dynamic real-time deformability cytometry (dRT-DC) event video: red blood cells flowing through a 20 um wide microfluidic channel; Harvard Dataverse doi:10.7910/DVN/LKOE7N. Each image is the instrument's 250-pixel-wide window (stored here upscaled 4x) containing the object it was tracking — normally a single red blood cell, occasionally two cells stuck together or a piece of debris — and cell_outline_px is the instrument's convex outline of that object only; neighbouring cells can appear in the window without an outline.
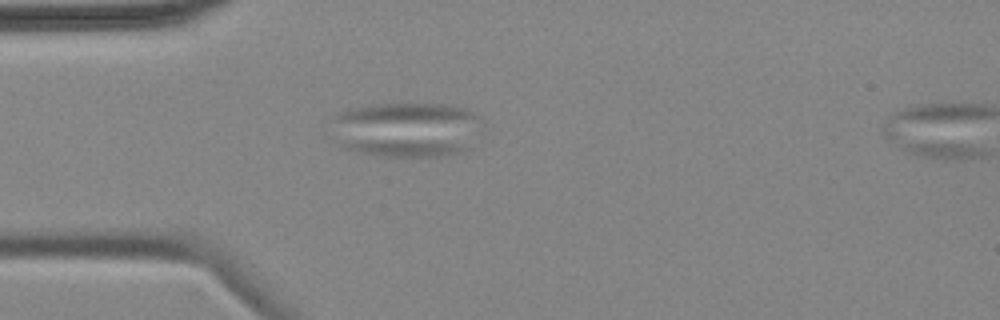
{"species": "common noctule bat (a hibernating species)", "species_latin": "Nyctalus noctula", "temperature_condition": "cold", "stored_images_in_passage": 6, "camera_frame_rate_fps": 3000, "um_per_image_px": 0.085, "animal": {"sex": "female", "body_mass_g": 18.4}, "frame": {"image": 1, "passage_image": 5, "time_ms": 5.333, "image_size_px": [1000, 320], "cell_outline_px": [[480, 120], [472, 148], [460, 152], [444, 156], [376, 156], [340, 148], [332, 116], [336, 112], [344, 108], [372, 104], [444, 104], [468, 108], [480, 116]], "centroid_in_image_um": [34.55, 11.0], "position_along_channel_um": 50.5, "area_um2": 49.07}}